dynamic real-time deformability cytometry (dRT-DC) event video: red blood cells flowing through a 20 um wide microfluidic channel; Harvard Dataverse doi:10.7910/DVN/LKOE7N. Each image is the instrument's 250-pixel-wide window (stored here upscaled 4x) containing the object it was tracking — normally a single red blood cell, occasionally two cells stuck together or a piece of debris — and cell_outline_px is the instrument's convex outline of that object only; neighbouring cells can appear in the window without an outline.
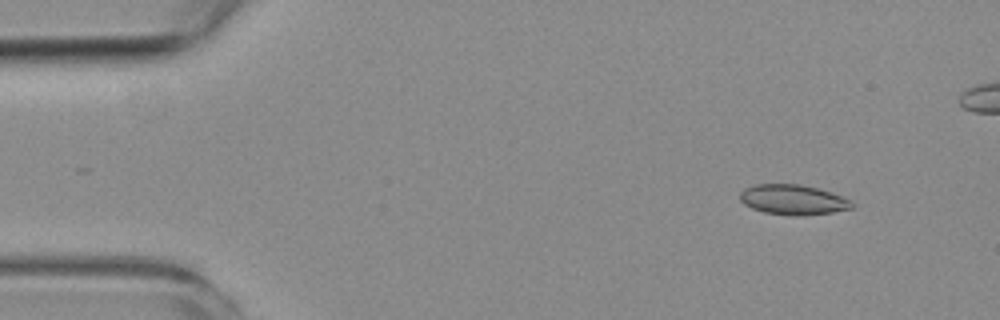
{"species": "common noctule bat (a hibernating species)", "species_latin": "Nyctalus noctula", "temperature_condition": "room temperature", "stored_images_in_passage": 4, "camera_frame_rate_fps": 3000, "um_per_image_px": 0.085, "animal": {"sex": "female", "body_mass_g": 19.3, "forearm_length_mm": 54.1}, "frame": {"image": 1, "passage_image": 2, "time_ms": 1.333, "image_size_px": [1000, 320], "cell_outline_px": [[856, 204], [852, 208], [832, 212], [796, 216], [764, 212], [752, 208], [744, 204], [740, 200], [740, 192], [744, 188], [756, 184], [800, 184], [820, 188], [832, 192], [852, 200]], "centroid_in_image_um": [67.44, 16.96], "position_along_channel_um": 17.6, "area_um2": 19.77}}